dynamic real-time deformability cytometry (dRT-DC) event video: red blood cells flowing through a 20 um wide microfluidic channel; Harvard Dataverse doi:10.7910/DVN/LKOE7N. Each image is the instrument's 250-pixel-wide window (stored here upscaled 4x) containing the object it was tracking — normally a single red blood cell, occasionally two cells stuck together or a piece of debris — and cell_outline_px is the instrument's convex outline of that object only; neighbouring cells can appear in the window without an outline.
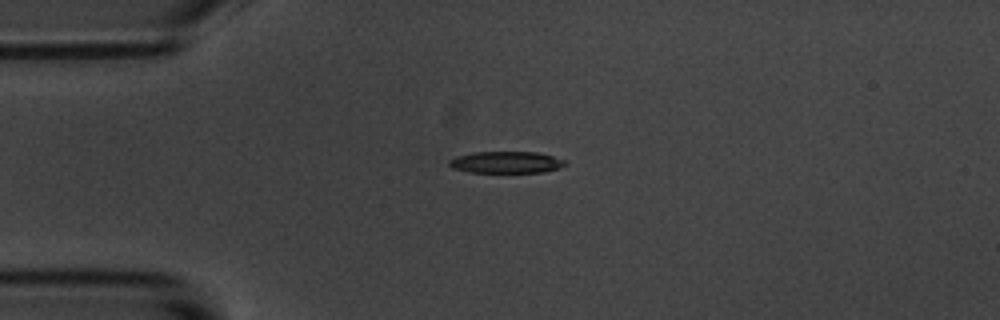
{"species": "common noctule bat (a hibernating species)", "species_latin": "Nyctalus noctula", "temperature_condition": "room temperature", "stored_images_in_passage": 2, "camera_frame_rate_fps": 3000, "um_per_image_px": 0.085, "animal": {"sex": "male", "body_mass_g": 20.1, "forearm_length_mm": 53.5}, "frame": {"image": 1, "passage_image": 1, "time_ms": 0.0, "image_size_px": [1000, 320], "cell_outline_px": [[568, 164], [560, 168], [544, 172], [468, 172], [452, 168], [448, 164], [448, 160], [456, 156], [472, 152], [536, 152], [568, 160]], "centroid_in_image_um": [43.04, 13.79], "position_along_channel_um": 42.0, "area_um2": 14.85}}